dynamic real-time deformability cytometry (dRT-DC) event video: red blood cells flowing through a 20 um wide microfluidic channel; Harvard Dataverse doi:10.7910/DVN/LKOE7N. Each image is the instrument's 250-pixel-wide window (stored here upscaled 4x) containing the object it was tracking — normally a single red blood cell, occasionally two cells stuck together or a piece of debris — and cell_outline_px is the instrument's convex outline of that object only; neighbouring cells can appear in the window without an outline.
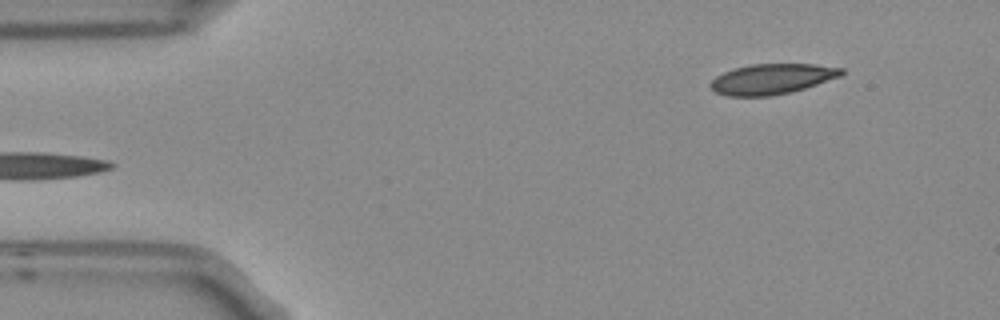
{"species": "Egyptian fruit bat (a non-hibernating species)", "species_latin": "Rousettus aegyptiacus", "temperature_condition": "room temperature", "stored_images_in_passage": 4, "segment_of_instrument_passage": [2, 2], "camera_frame_rate_fps": 3000, "um_per_image_px": 0.085, "frame": {"image": 1, "passage_image": 4, "time_ms": 1.0, "image_size_px": [1000, 320], "cell_outline_px": [[844, 72], [840, 76], [792, 92], [772, 96], [728, 96], [716, 92], [708, 84], [716, 76], [732, 68], [752, 64], [812, 64], [844, 68]], "centroid_in_image_um": [65.59, 6.71], "position_along_channel_um": 19.4, "area_um2": 23.12}}